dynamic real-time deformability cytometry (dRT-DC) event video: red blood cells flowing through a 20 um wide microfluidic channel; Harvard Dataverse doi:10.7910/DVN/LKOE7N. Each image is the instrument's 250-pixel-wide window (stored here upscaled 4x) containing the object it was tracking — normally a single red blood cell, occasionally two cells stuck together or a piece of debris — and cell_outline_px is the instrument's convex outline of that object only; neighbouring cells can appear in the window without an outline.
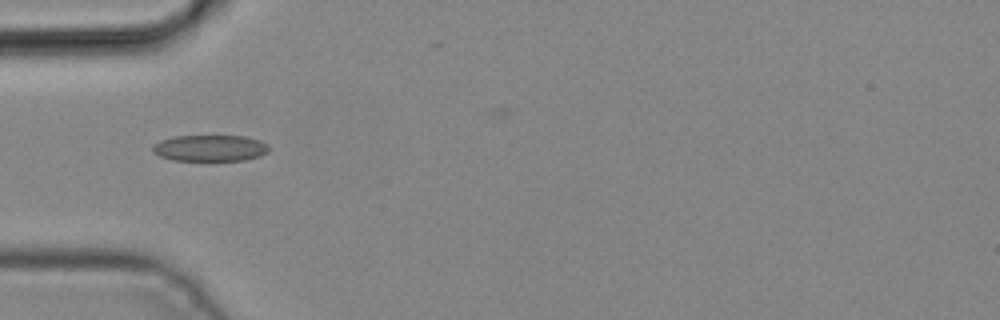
{"species": "common noctule bat (a hibernating species)", "species_latin": "Nyctalus noctula", "temperature_condition": "cold", "stored_images_in_passage": 2, "camera_frame_rate_fps": 3000, "um_per_image_px": 0.085, "animal": {"sex": "male", "body_mass_g": 19.2, "forearm_length_mm": 51.8}, "frame": {"image": 1, "passage_image": 1, "time_ms": 0.0, "image_size_px": [1000, 320], "cell_outline_px": [[268, 152], [260, 156], [244, 160], [172, 160], [160, 156], [152, 152], [152, 144], [160, 140], [176, 136], [244, 136], [260, 140], [268, 144]], "centroid_in_image_um": [17.84, 12.58], "position_along_channel_um": 67.2, "area_um2": 17.86}}
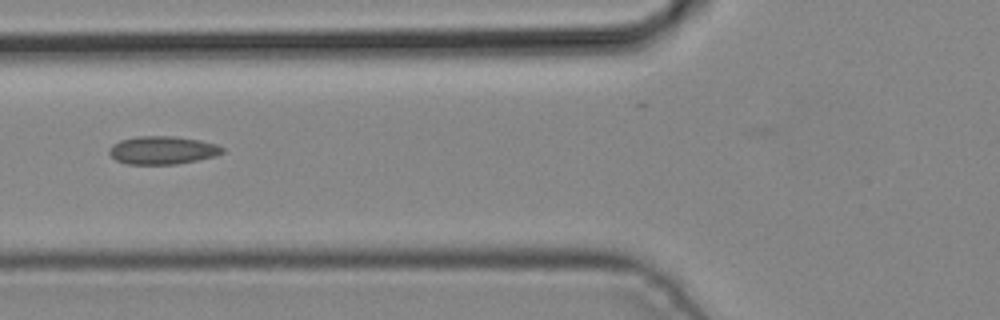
{"frame": {"image": 2, "passage_image": 2, "time_ms": 0.333, "image_size_px": [1000, 320], "cell_outline_px": [[224, 152], [216, 156], [176, 164], [128, 164], [116, 160], [108, 152], [108, 148], [112, 144], [120, 140], [136, 136], [172, 136], [200, 140], [216, 144], [224, 148]], "centroid_in_image_um": [13.8, 12.76], "position_along_channel_um": 112.0, "area_um2": 18.55}}